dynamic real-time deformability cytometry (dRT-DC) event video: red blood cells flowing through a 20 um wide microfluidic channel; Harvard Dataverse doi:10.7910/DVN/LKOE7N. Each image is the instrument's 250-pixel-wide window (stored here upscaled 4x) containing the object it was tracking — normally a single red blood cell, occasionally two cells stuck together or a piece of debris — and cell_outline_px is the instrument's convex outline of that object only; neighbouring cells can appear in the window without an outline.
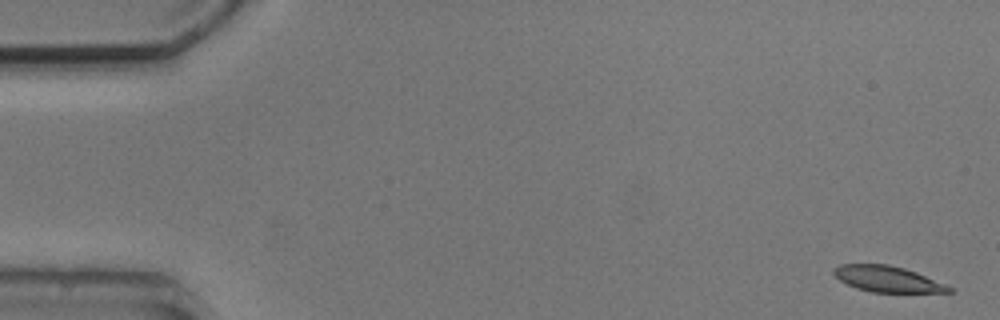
{"species": "common noctule bat (a hibernating species)", "species_latin": "Nyctalus noctula", "temperature_condition": "cold", "stored_images_in_passage": 5, "segment_of_instrument_passage": [1, 2], "camera_frame_rate_fps": 3000, "um_per_image_px": 0.085, "animal": {"sex": "male", "body_mass_g": 20.5, "forearm_length_mm": 52.5}, "frame": {"image": 1, "passage_image": 1, "time_ms": 0.0, "image_size_px": [1000, 320], "cell_outline_px": [[956, 292], [872, 292], [856, 288], [840, 280], [832, 272], [840, 264], [888, 264], [904, 268], [916, 272], [944, 284], [952, 288]], "centroid_in_image_um": [75.43, 23.71], "position_along_channel_um": 9.6, "area_um2": 17.17}}
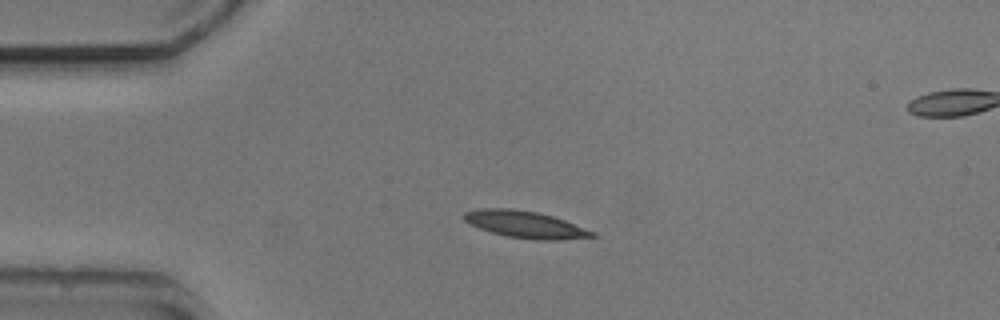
{"frame": {"image": 2, "passage_image": 4, "time_ms": 3.667, "image_size_px": [1000, 320], "cell_outline_px": [[596, 236], [560, 240], [544, 240], [508, 236], [492, 232], [480, 228], [464, 220], [464, 212], [480, 208], [512, 208], [536, 212], [552, 216], [564, 220], [596, 232]], "centroid_in_image_um": [44.66, 19.07], "position_along_channel_um": 40.3, "area_um2": 19.77}}